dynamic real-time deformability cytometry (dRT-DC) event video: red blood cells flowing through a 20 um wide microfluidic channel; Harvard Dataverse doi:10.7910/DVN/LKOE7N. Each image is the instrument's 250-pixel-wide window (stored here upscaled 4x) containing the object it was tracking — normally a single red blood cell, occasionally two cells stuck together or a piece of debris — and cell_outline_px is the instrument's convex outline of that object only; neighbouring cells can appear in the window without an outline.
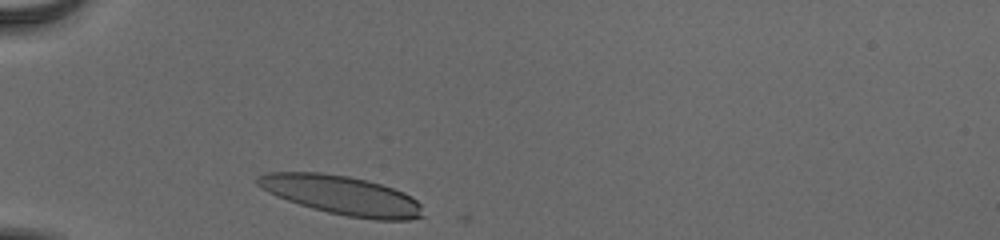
{"species": "human", "species_latin": "Homo sapiens", "temperature_condition": "cold", "stored_images_in_passage": 29, "camera_frame_rate_fps": 3000, "um_per_image_px": 0.085, "donor": {"sex": "male"}, "frame": {"image": 1, "passage_image": 1, "time_ms": 0.0, "image_size_px": [1000, 240], "cell_outline_px": [[424, 216], [408, 220], [376, 220], [348, 216], [328, 212], [312, 208], [276, 196], [268, 192], [256, 184], [256, 176], [264, 172], [320, 172], [348, 176], [368, 180], [404, 192], [412, 196], [420, 204]], "centroid_in_image_um": [29.04, 16.58], "position_along_channel_um": 56.0, "area_um2": 37.63}}
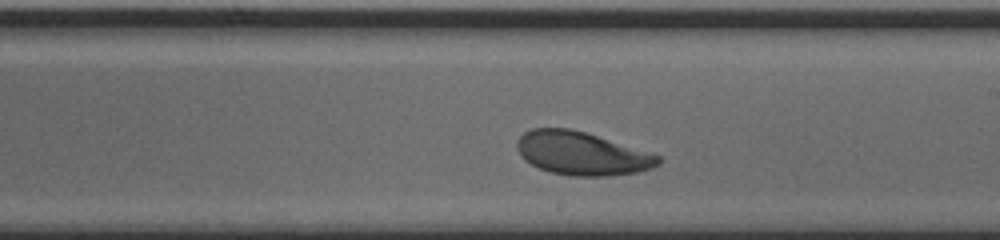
{"frame": {"image": 2, "passage_image": 17, "time_ms": 5.333, "image_size_px": [1000, 240], "cell_outline_px": [[660, 164], [652, 168], [636, 172], [608, 176], [572, 176], [552, 172], [540, 168], [524, 160], [520, 156], [516, 148], [516, 140], [524, 132], [532, 128], [568, 128], [584, 132], [648, 152], [660, 156]], "centroid_in_image_um": [49.4, 13.04], "position_along_channel_um": 239.6, "area_um2": 35.32}}
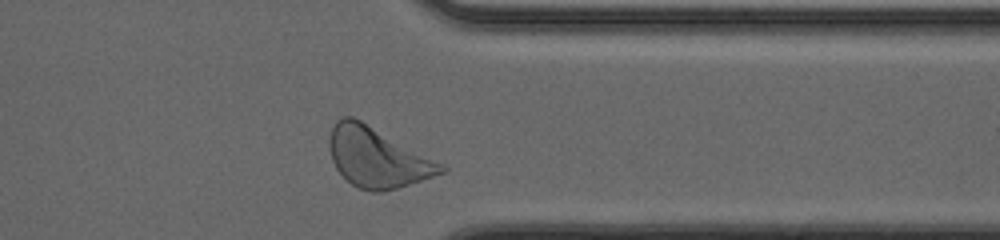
{"frame": {"image": 3, "passage_image": 28, "time_ms": 9.0, "image_size_px": [1000, 240], "cell_outline_px": [[448, 168], [444, 172], [396, 188], [380, 192], [372, 192], [360, 188], [352, 184], [336, 168], [332, 160], [328, 144], [328, 140], [332, 128], [336, 120], [340, 116], [352, 116], [360, 120], [444, 164]], "centroid_in_image_um": [32.04, 13.37], "position_along_channel_um": 379.4, "area_um2": 38.38}, "authors_computed_cell_mechanics": {"area_um2": 36.2406, "velocity_mm_per_s": 3.8245, "shape_relaxation_time_tau1_ms": 2.3197, "shape_relaxation_time_tau2_ms": 4.5054, "deformation_change_tau1": 0.1085, "deformation_change_tau2": 0.119}}